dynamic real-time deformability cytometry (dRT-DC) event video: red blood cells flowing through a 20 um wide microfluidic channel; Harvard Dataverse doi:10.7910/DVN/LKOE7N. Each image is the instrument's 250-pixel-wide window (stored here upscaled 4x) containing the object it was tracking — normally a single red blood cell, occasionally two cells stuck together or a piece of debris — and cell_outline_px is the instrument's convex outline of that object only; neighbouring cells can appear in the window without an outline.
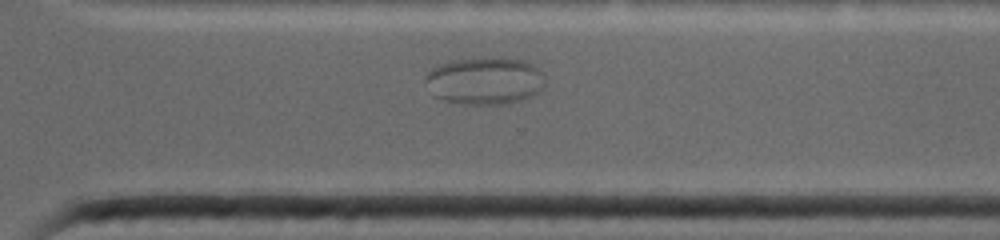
{"species": "common noctule bat (a hibernating species)", "species_latin": "Nyctalus noctula", "temperature_condition": "warm", "stored_images_in_passage": 32, "segment_of_instrument_passage": [3, 3], "camera_frame_rate_fps": 4500, "um_per_image_px": 0.085, "animal": {"sex": "female", "body_mass_g": 19.0, "forearm_length_mm": 53.3}, "frame": {"image": 1, "passage_image": 27, "time_ms": 9.556, "image_size_px": [1000, 240], "cell_outline_px": [[544, 84], [532, 96], [524, 100], [500, 104], [460, 104], [440, 100], [432, 96], [424, 80], [424, 76], [432, 68], [440, 64], [452, 60], [488, 56], [524, 60], [532, 64], [540, 72]], "centroid_in_image_um": [41.12, 6.86], "position_along_channel_um": 329.5, "area_um2": 33.41}}